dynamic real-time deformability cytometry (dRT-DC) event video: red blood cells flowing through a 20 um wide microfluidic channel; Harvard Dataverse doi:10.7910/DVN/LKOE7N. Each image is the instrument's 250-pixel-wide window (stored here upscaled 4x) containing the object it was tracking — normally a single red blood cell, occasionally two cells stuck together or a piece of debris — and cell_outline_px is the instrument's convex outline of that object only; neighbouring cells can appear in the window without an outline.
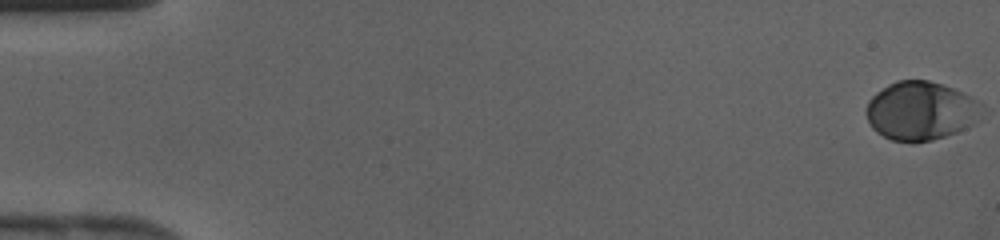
{"species": "human", "species_latin": "Homo sapiens", "temperature_condition": "cold", "stored_images_in_passage": 2, "camera_frame_rate_fps": 3000, "um_per_image_px": 0.085, "donor": {"sex": "female"}, "frame": {"image": 1, "passage_image": 1, "time_ms": 0.0, "image_size_px": [1000, 240], "cell_outline_px": [[984, 104], [972, 124], [956, 132], [932, 140], [892, 140], [876, 132], [872, 128], [864, 112], [868, 100], [876, 92], [888, 84], [896, 80], [928, 80], [952, 88]], "centroid_in_image_um": [78.19, 9.4], "position_along_channel_um": 6.8, "area_um2": 38.9}}